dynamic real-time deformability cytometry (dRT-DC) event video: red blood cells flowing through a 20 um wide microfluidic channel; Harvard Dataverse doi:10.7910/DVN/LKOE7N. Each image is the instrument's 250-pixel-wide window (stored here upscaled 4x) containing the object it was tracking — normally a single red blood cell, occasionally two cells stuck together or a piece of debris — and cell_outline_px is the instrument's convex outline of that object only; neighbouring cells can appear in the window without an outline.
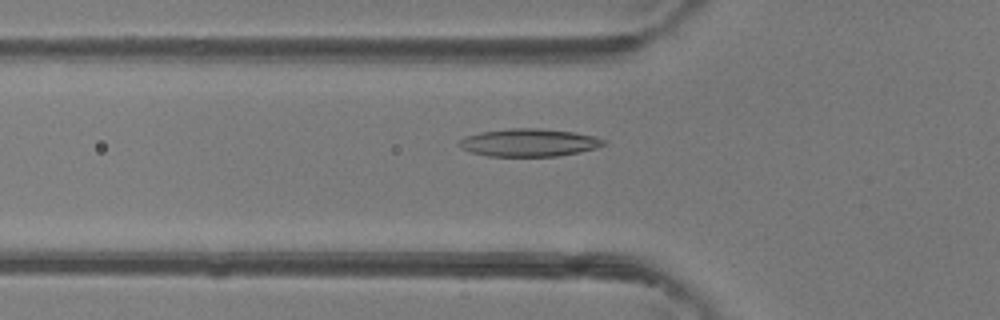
{"species": "common noctule bat (a hibernating species)", "species_latin": "Nyctalus noctula", "temperature_condition": "room temperature", "stored_images_in_passage": 34, "camera_frame_rate_fps": 3000, "um_per_image_px": 0.085, "animal": {"sex": "female"}, "frame": {"image": 1, "passage_image": 3, "time_ms": 0.667, "image_size_px": [1000, 320], "cell_outline_px": [[608, 144], [596, 148], [580, 152], [556, 156], [488, 156], [472, 152], [460, 148], [456, 144], [464, 136], [480, 132], [512, 128], [540, 128], [572, 132], [592, 136], [608, 140]], "centroid_in_image_um": [44.96, 12.12], "position_along_channel_um": 80.8, "area_um2": 23.47}}
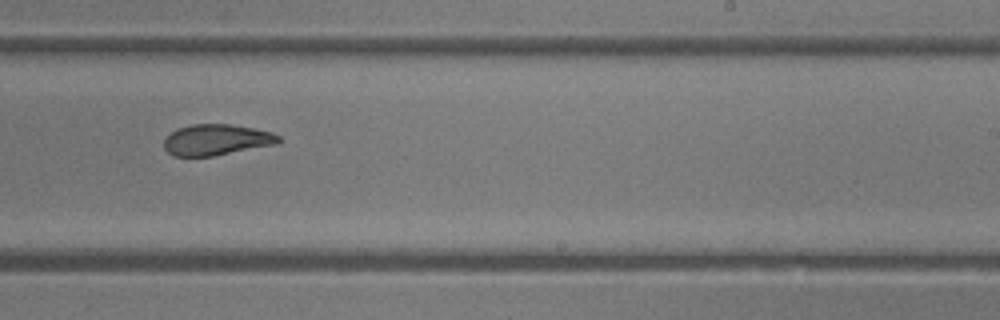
{"frame": {"image": 2, "passage_image": 16, "time_ms": 5.0, "image_size_px": [1000, 320], "cell_outline_px": [[280, 140], [276, 144], [212, 156], [172, 156], [164, 148], [164, 140], [176, 128], [192, 124], [232, 124], [272, 132], [280, 136]], "centroid_in_image_um": [18.38, 11.88], "position_along_channel_um": 270.6, "area_um2": 20.58}}
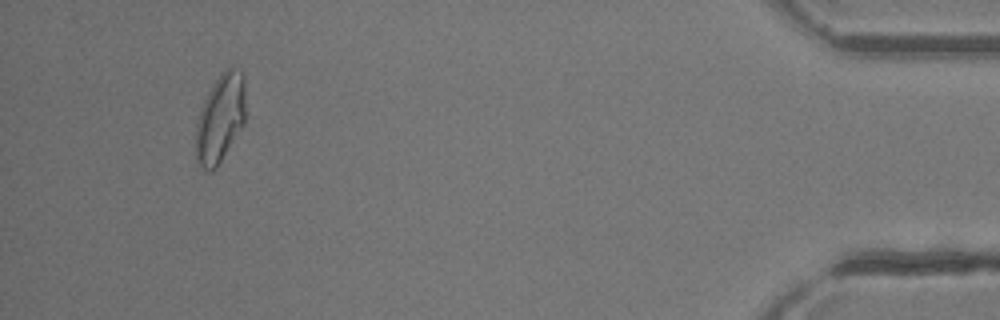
{"frame": {"image": 3, "passage_image": 31, "time_ms": 10.0, "image_size_px": [1000, 320], "cell_outline_px": [[244, 124], [216, 168], [212, 172], [204, 172], [196, 160], [196, 120], [204, 100], [212, 84], [224, 68], [232, 68], [244, 72]], "centroid_in_image_um": [18.7, 10.07], "position_along_channel_um": 416.5, "area_um2": 25.72}, "authors_computed_cell_mechanics": {"area_um2": 22.0218, "velocity_mm_per_s": 4.3682, "shape_relaxation_time_tau1_ms": 8.3781, "shape_relaxation_time_tau2_ms": 1.9771, "deformation_change_tau1": 0.2306, "deformation_change_tau2": 0.0893}}